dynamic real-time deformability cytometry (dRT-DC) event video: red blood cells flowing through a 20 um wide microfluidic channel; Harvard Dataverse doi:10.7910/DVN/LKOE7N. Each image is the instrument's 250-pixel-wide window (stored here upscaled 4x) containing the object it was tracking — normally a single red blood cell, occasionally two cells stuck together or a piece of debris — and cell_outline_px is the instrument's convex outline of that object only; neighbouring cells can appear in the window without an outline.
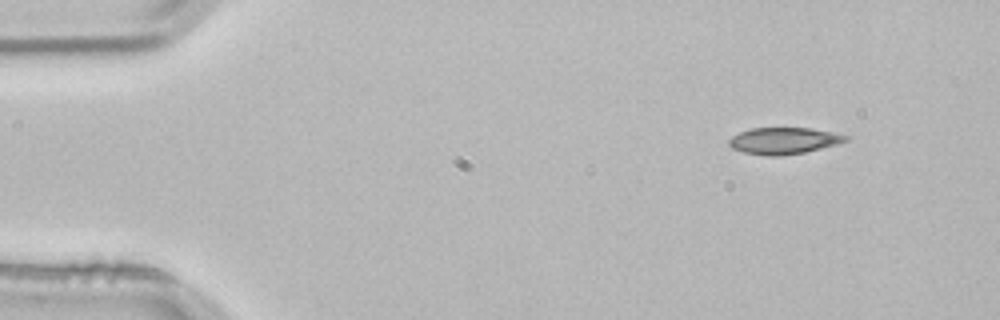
{"species": "common noctule bat (a hibernating species)", "species_latin": "Nyctalus noctula", "temperature_condition": "room temperature", "stored_images_in_passage": 3, "camera_frame_rate_fps": 3000, "um_per_image_px": 0.085, "animal": {"sex": "male", "body_mass_g": 21.5, "forearm_length_mm": 52.0}, "frame": {"image": 1, "passage_image": 1, "time_ms": 0.0, "image_size_px": [1000, 320], "cell_outline_px": [[848, 140], [836, 144], [804, 152], [780, 156], [768, 156], [744, 152], [732, 148], [728, 144], [728, 140], [732, 136], [740, 132], [752, 128], [812, 128], [836, 132], [848, 136]], "centroid_in_image_um": [66.62, 11.95], "position_along_channel_um": 18.4, "area_um2": 18.03}}
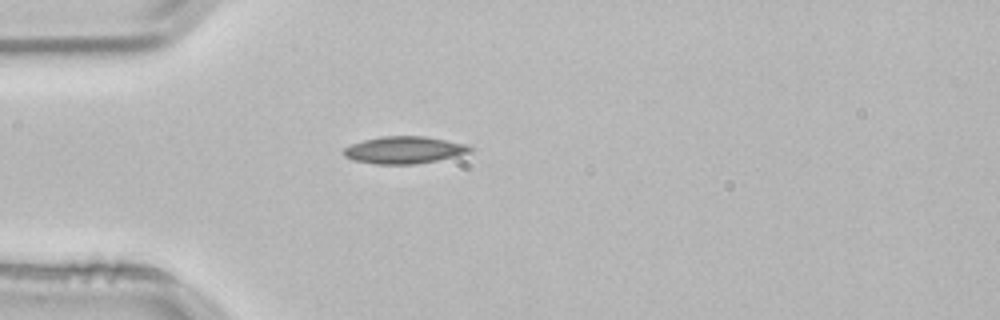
{"frame": {"image": 2, "passage_image": 3, "time_ms": 0.667, "image_size_px": [1000, 320], "cell_outline_px": [[476, 148], [472, 152], [456, 156], [436, 160], [412, 164], [376, 164], [356, 160], [344, 156], [340, 152], [344, 148], [352, 144], [364, 140], [380, 136], [424, 136], [468, 144]], "centroid_in_image_um": [34.39, 12.74], "position_along_channel_um": 50.6, "area_um2": 20.06}}